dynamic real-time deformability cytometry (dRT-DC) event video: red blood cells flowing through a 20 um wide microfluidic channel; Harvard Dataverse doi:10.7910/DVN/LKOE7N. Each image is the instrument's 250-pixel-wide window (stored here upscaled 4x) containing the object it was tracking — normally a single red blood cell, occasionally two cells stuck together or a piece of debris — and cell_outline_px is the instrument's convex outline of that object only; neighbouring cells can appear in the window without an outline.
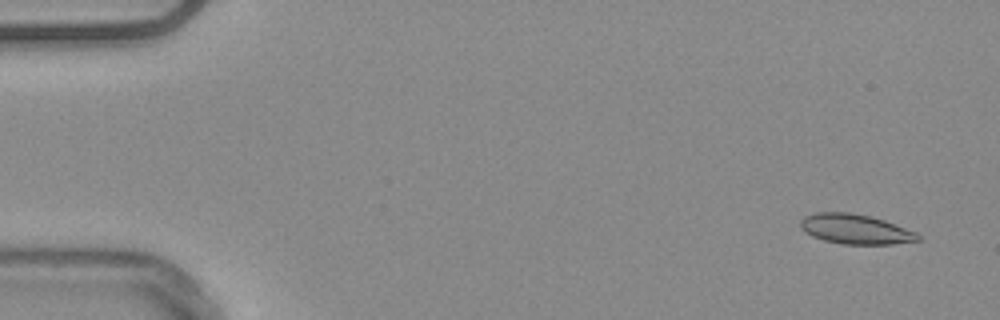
{"species": "common noctule bat (a hibernating species)", "species_latin": "Nyctalus noctula", "temperature_condition": "warm", "stored_images_in_passage": 54, "camera_frame_rate_fps": 3000, "um_per_image_px": 0.085, "animal": {"sex": "male", "body_mass_g": 20.4}, "frame": {"image": 1, "passage_image": 3, "time_ms": 0.667, "image_size_px": [1000, 320], "cell_outline_px": [[920, 240], [892, 244], [844, 244], [824, 240], [812, 236], [804, 232], [800, 228], [800, 220], [804, 216], [816, 212], [852, 212], [884, 220], [916, 232], [920, 236]], "centroid_in_image_um": [72.67, 19.47], "position_along_channel_um": 12.3, "area_um2": 20.4}}
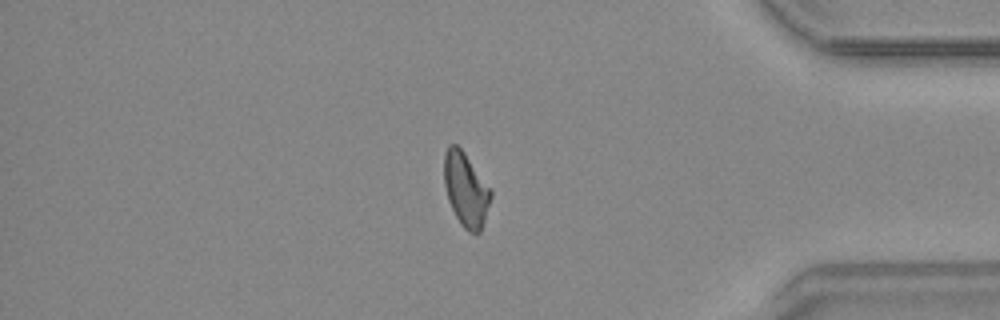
{"frame": {"image": 2, "passage_image": 46, "time_ms": 15.0, "image_size_px": [1000, 320], "cell_outline_px": [[492, 196], [480, 232], [468, 232], [460, 224], [448, 200], [444, 184], [444, 152], [448, 144], [456, 144], [464, 152], [492, 188]], "centroid_in_image_um": [39.6, 16.08], "position_along_channel_um": 395.6, "area_um2": 20.23}}
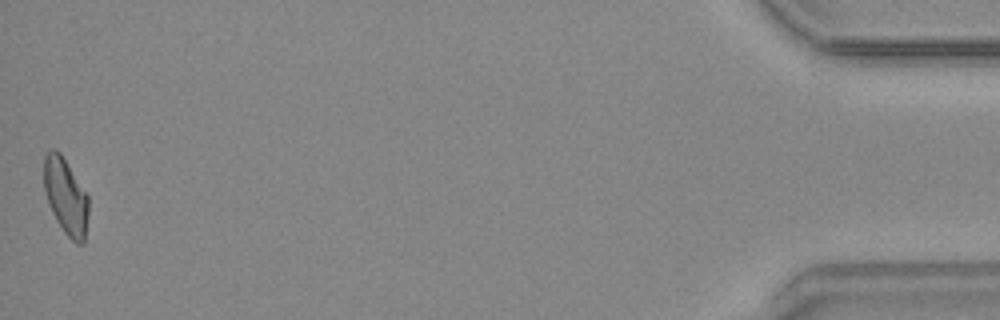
{"frame": {"image": 3, "passage_image": 54, "time_ms": 17.667, "image_size_px": [1000, 320], "cell_outline_px": [[88, 216], [84, 244], [76, 244], [64, 232], [56, 220], [48, 204], [44, 192], [44, 156], [52, 148], [56, 148], [60, 152], [88, 196]], "centroid_in_image_um": [5.58, 16.71], "position_along_channel_um": 429.6, "area_um2": 19.83}, "authors_computed_cell_mechanics": {"area_um2": 20.2589, "velocity_mm_per_s": 3.7698, "shape_relaxation_time_tau1_ms": null, "shape_relaxation_time_tau2_ms": 2.2029, "deformation_change_tau1": null, "deformation_change_tau2": 0.0755}}